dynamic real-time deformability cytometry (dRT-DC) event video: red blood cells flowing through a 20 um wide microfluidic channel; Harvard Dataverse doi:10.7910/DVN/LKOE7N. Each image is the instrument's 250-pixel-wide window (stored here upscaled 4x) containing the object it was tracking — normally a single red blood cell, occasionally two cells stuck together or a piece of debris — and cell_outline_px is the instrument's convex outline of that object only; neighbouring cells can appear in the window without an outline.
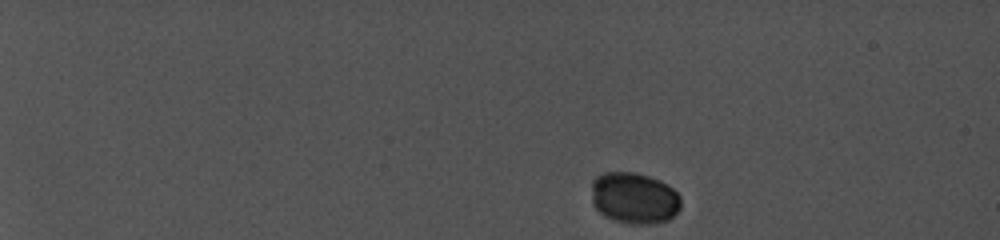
{"species": "common noctule bat (a hibernating species)", "species_latin": "Nyctalus noctula", "temperature_condition": "cold", "stored_images_in_passage": 20, "camera_frame_rate_fps": 5000, "um_per_image_px": 0.085, "animal": {"sex": "female", "body_mass_g": 19.0, "forearm_length_mm": 56.7}, "frame": {"image": 1, "passage_image": 1, "time_ms": 0.0, "image_size_px": [1000, 240], "cell_outline_px": [[680, 208], [668, 220], [652, 224], [628, 224], [604, 216], [592, 204], [592, 180], [596, 176], [604, 172], [636, 172], [660, 180], [668, 184], [680, 196]], "centroid_in_image_um": [53.89, 16.83], "position_along_channel_um": 31.1, "area_um2": 26.93}}
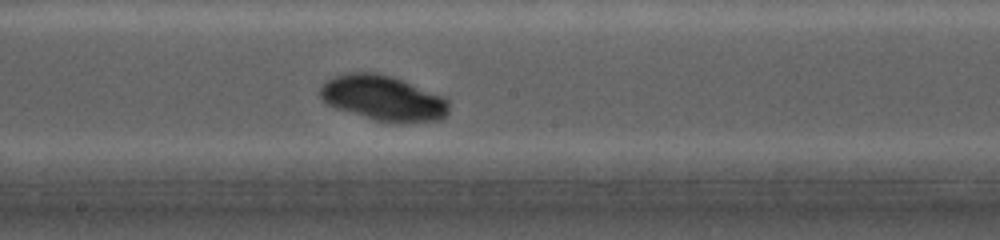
{"frame": {"image": 2, "passage_image": 14, "time_ms": 9.0, "image_size_px": [1000, 240], "cell_outline_px": [[448, 112], [440, 120], [400, 124], [376, 120], [336, 108], [328, 104], [320, 96], [320, 88], [332, 76], [348, 72], [376, 72], [392, 76], [444, 96], [448, 100]], "centroid_in_image_um": [32.59, 8.34], "position_along_channel_um": 215.6, "area_um2": 34.04}}
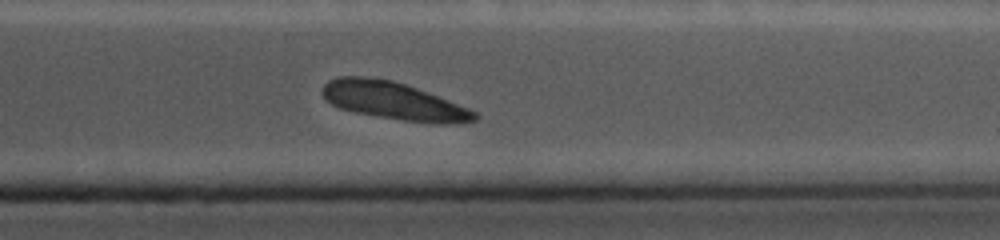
{"frame": {"image": 3, "passage_image": 20, "time_ms": 13.2, "image_size_px": [1000, 240], "cell_outline_px": [[480, 116], [476, 120], [456, 124], [432, 124], [376, 116], [356, 112], [340, 108], [324, 100], [320, 92], [324, 84], [328, 80], [340, 76], [360, 76], [392, 80], [416, 88], [448, 100], [468, 108], [476, 112]], "centroid_in_image_um": [33.44, 8.58], "position_along_channel_um": 378.0, "area_um2": 33.41}}